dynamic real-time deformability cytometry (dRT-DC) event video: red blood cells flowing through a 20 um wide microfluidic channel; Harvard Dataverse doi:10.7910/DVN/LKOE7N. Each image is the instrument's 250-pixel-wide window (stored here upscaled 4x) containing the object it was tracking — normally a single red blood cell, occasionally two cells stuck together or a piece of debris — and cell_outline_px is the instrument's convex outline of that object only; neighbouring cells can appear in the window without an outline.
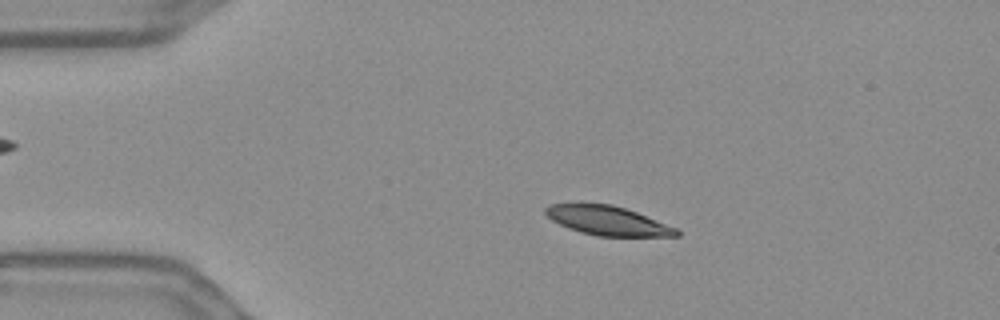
{"species": "Egyptian fruit bat (a non-hibernating species)", "species_latin": "Rousettus aegyptiacus", "temperature_condition": "warm", "stored_images_in_passage": 49, "camera_frame_rate_fps": 3000, "um_per_image_px": 0.085, "frame": {"image": 1, "passage_image": 4, "time_ms": 1.0, "image_size_px": [1000, 320], "cell_outline_px": [[680, 236], [596, 236], [580, 232], [568, 228], [552, 220], [544, 212], [544, 208], [548, 204], [612, 204], [636, 212], [676, 228], [680, 232]], "centroid_in_image_um": [51.63, 18.76], "position_along_channel_um": 33.4, "area_um2": 22.02}}
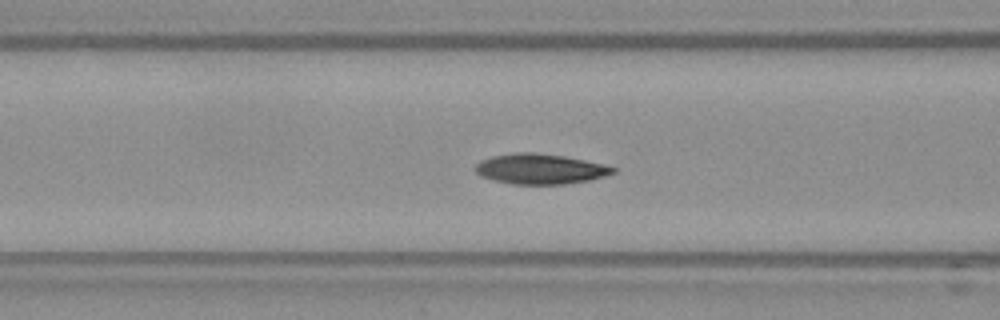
{"frame": {"image": 2, "passage_image": 15, "time_ms": 4.667, "image_size_px": [1000, 320], "cell_outline_px": [[616, 172], [604, 176], [588, 180], [564, 184], [512, 184], [480, 176], [472, 168], [480, 160], [492, 156], [512, 152], [532, 152], [564, 156], [604, 164], [616, 168]], "centroid_in_image_um": [45.88, 14.35], "position_along_channel_um": 120.7, "area_um2": 24.28}}
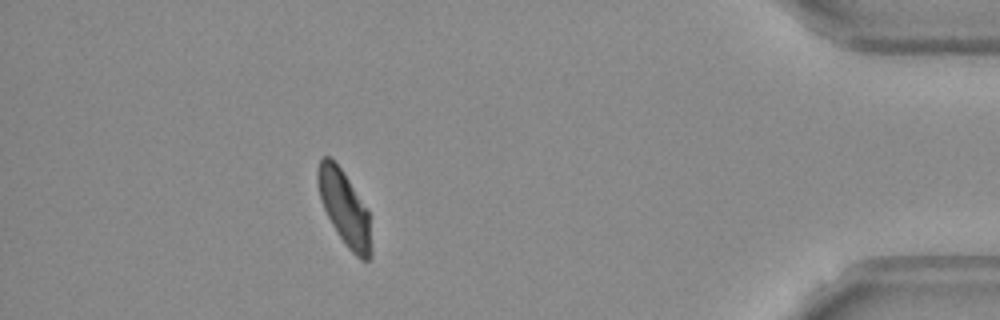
{"frame": {"image": 3, "passage_image": 43, "time_ms": 14.0, "image_size_px": [1000, 320], "cell_outline_px": [[372, 256], [368, 260], [364, 260], [356, 256], [348, 248], [332, 224], [320, 200], [316, 180], [316, 168], [320, 160], [324, 156], [328, 156], [340, 168], [348, 180], [368, 212], [372, 244]], "centroid_in_image_um": [29.26, 17.71], "position_along_channel_um": 405.9, "area_um2": 22.77}, "authors_computed_cell_mechanics": {"area_um2": 24.1026, "velocity_mm_per_s": 3.6017, "shape_relaxation_time_tau1_ms": 3.389, "shape_relaxation_time_tau2_ms": 3.8879, "deformation_change_tau1": 0.1311, "deformation_change_tau2": 0.0715}}